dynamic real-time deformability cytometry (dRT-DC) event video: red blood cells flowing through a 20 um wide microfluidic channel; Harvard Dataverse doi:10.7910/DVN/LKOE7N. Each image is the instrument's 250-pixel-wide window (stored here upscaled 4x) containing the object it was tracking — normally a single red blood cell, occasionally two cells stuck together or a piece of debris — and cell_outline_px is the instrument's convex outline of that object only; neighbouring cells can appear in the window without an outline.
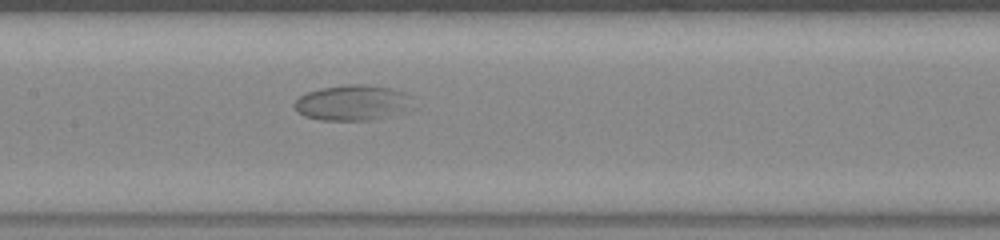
{"species": "common noctule bat (a hibernating species)", "species_latin": "Nyctalus noctula", "temperature_condition": "warm", "stored_images_in_passage": 54, "camera_frame_rate_fps": 3000, "um_per_image_px": 0.085, "animal": {"sex": "female", "body_mass_g": 23.0, "forearm_length_mm": 53.4}, "frame": {"image": 1, "passage_image": 26, "time_ms": 8.333, "image_size_px": [1000, 240], "cell_outline_px": [[404, 92], [396, 108], [368, 120], [324, 120], [308, 116], [300, 112], [296, 108], [296, 100], [300, 96], [308, 92], [324, 88], [348, 84], [368, 84], [392, 88]], "centroid_in_image_um": [29.66, 8.68], "position_along_channel_um": 177.7, "area_um2": 21.96}}
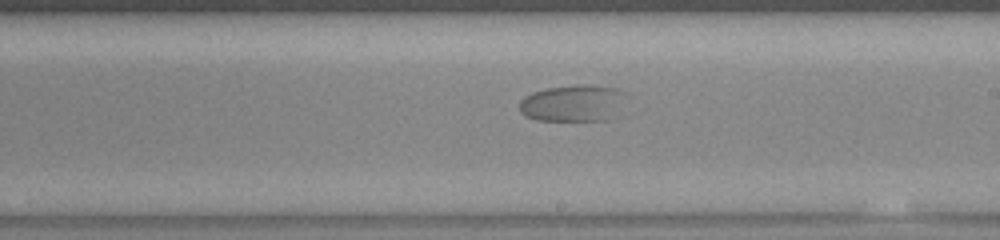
{"frame": {"image": 2, "passage_image": 31, "time_ms": 10.0, "image_size_px": [1000, 240], "cell_outline_px": [[624, 92], [604, 120], [536, 120], [520, 112], [520, 100], [524, 96], [532, 92], [548, 88], [576, 84], [592, 84], [616, 88]], "centroid_in_image_um": [48.52, 8.73], "position_along_channel_um": 240.5, "area_um2": 21.79}}
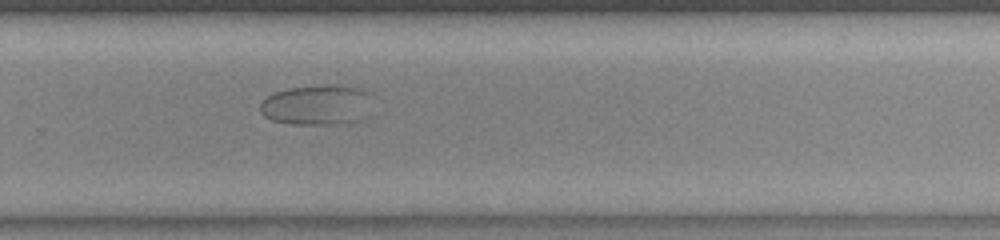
{"frame": {"image": 3, "passage_image": 36, "time_ms": 11.667, "image_size_px": [1000, 240], "cell_outline_px": [[372, 92], [360, 120], [348, 124], [292, 124], [272, 120], [264, 116], [260, 112], [260, 104], [268, 96], [276, 92], [288, 88], [324, 84], [340, 84], [364, 88]], "centroid_in_image_um": [26.94, 8.9], "position_along_channel_um": 302.9, "area_um2": 26.47}}